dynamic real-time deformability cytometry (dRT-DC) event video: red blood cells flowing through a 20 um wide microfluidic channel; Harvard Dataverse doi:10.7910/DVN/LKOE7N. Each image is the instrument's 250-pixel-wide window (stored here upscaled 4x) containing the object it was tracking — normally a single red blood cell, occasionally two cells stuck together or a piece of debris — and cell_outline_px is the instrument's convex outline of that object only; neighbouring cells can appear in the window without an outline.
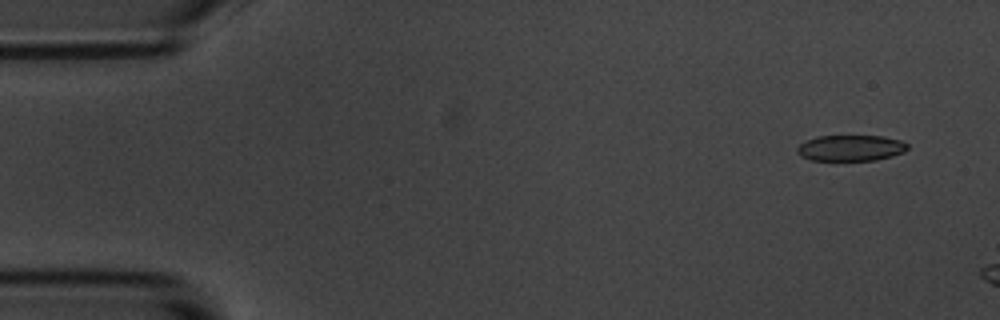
{"species": "common noctule bat (a hibernating species)", "species_latin": "Nyctalus noctula", "temperature_condition": "room temperature", "stored_images_in_passage": 4, "camera_frame_rate_fps": 3000, "um_per_image_px": 0.085, "animal": {"sex": "male", "body_mass_g": 20.1, "forearm_length_mm": 53.5}, "frame": {"image": 1, "passage_image": 2, "time_ms": 1.0, "image_size_px": [1000, 320], "cell_outline_px": [[908, 148], [904, 152], [892, 156], [876, 160], [812, 160], [800, 156], [796, 152], [796, 148], [800, 144], [816, 136], [884, 136], [900, 140], [908, 144]], "centroid_in_image_um": [72.31, 12.58], "position_along_channel_um": 12.7, "area_um2": 16.7}}